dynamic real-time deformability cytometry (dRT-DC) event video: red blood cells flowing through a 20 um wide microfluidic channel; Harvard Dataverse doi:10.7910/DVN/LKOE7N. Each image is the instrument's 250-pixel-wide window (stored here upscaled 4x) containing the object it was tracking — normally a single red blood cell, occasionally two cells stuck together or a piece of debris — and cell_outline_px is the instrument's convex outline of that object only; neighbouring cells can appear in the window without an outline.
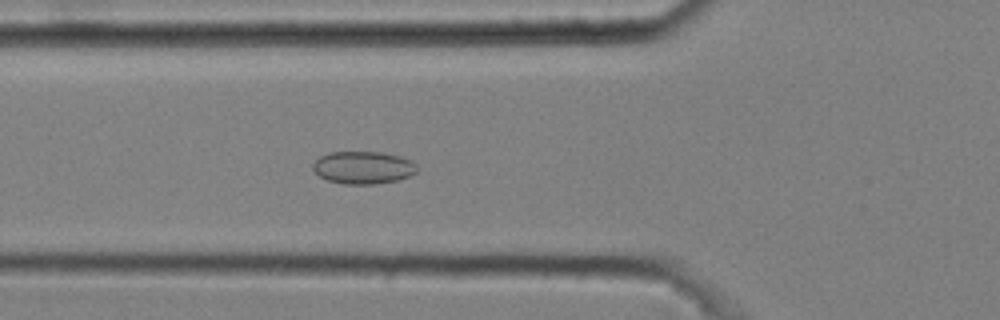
{"species": "common noctule bat (a hibernating species)", "species_latin": "Nyctalus noctula", "temperature_condition": "cold", "stored_images_in_passage": 47, "camera_frame_rate_fps": 3000, "um_per_image_px": 0.085, "animal": {"sex": "male", "body_mass_g": 20.4}, "frame": {"image": 1, "passage_image": 14, "time_ms": 4.333, "image_size_px": [1000, 320], "cell_outline_px": [[416, 172], [408, 176], [396, 180], [372, 184], [344, 184], [328, 180], [320, 176], [312, 168], [312, 164], [320, 156], [328, 152], [384, 152], [400, 156], [412, 160], [416, 164]], "centroid_in_image_um": [30.86, 14.23], "position_along_channel_um": 94.9, "area_um2": 19.71}}
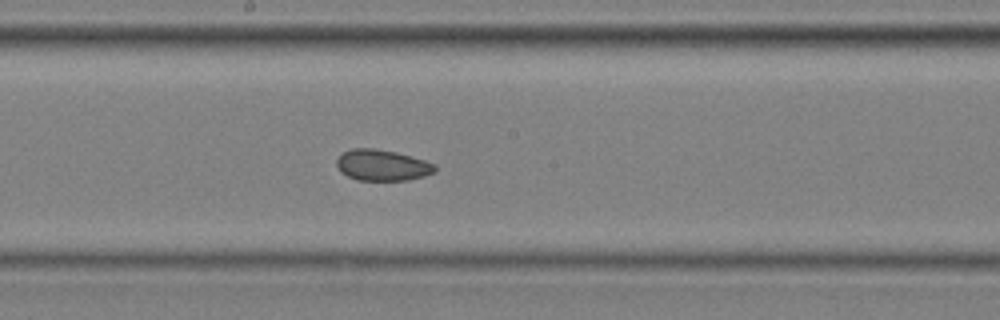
{"frame": {"image": 2, "passage_image": 24, "time_ms": 7.667, "image_size_px": [1000, 320], "cell_outline_px": [[436, 172], [424, 176], [408, 180], [356, 180], [340, 172], [336, 164], [336, 160], [344, 152], [352, 148], [376, 148], [396, 152], [424, 160], [436, 164]], "centroid_in_image_um": [32.49, 14.04], "position_along_channel_um": 215.7, "area_um2": 17.86}}
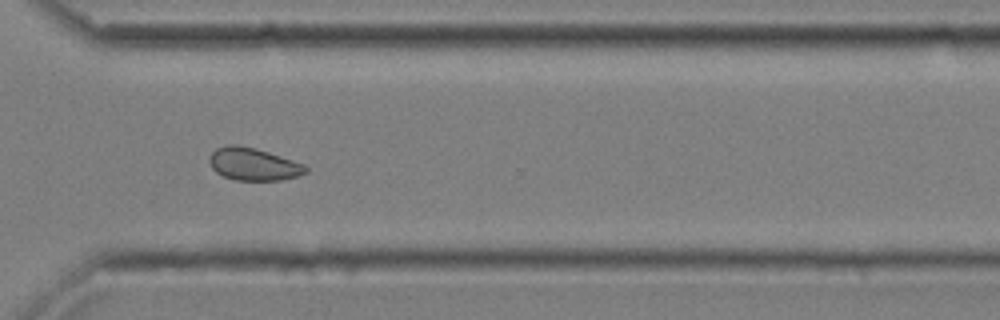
{"frame": {"image": 3, "passage_image": 35, "time_ms": 11.333, "image_size_px": [1000, 320], "cell_outline_px": [[308, 172], [296, 176], [280, 180], [232, 180], [216, 172], [212, 168], [208, 160], [208, 156], [216, 148], [228, 144], [236, 144], [256, 148], [304, 164], [308, 168]], "centroid_in_image_um": [21.5, 13.95], "position_along_channel_um": 349.1, "area_um2": 18.32}, "authors_computed_cell_mechanics": {"area_um2": 18.4382, "velocity_mm_per_s": 3.6189, "shape_relaxation_time_tau1_ms": null, "shape_relaxation_time_tau2_ms": 2.5993, "deformation_change_tau1": null, "deformation_change_tau2": 0.0517}}